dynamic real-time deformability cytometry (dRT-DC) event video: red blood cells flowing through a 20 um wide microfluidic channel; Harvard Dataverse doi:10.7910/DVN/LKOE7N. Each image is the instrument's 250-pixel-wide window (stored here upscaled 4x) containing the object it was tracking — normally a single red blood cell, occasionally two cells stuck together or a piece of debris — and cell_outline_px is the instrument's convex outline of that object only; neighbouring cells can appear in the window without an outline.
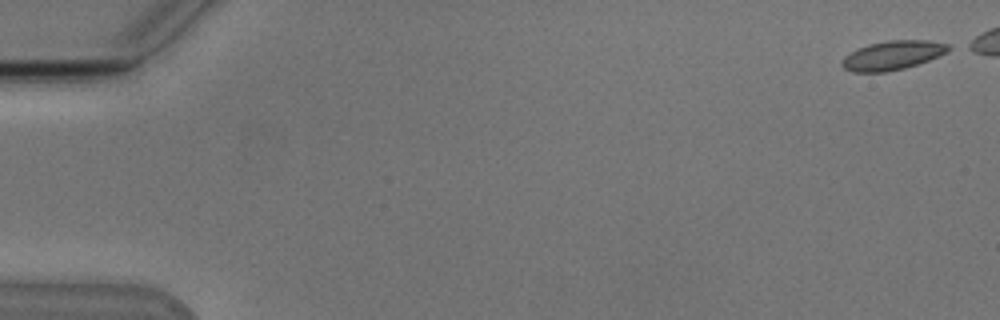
{"species": "Egyptian fruit bat (a non-hibernating species)", "species_latin": "Rousettus aegyptiacus", "temperature_condition": "cold", "stored_images_in_passage": 47, "camera_frame_rate_fps": 3000, "um_per_image_px": 0.085, "animal": {"sex": "male"}, "frame": {"image": 1, "passage_image": 1, "time_ms": 0.0, "image_size_px": [1000, 320], "cell_outline_px": [[956, 48], [948, 52], [928, 60], [904, 68], [884, 72], [852, 72], [844, 68], [840, 64], [840, 60], [844, 56], [868, 44], [888, 40], [928, 40], [948, 44]], "centroid_in_image_um": [75.89, 4.69], "position_along_channel_um": 9.1, "area_um2": 18.09}}
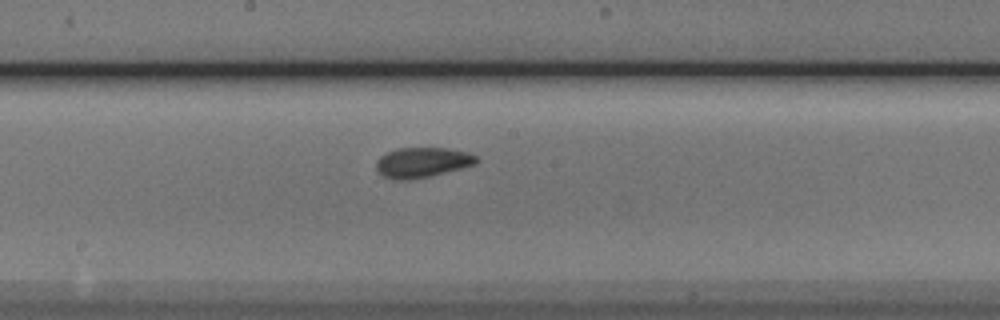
{"frame": {"image": 2, "passage_image": 29, "time_ms": 9.333, "image_size_px": [1000, 320], "cell_outline_px": [[480, 160], [476, 164], [428, 176], [408, 180], [392, 180], [384, 176], [376, 168], [376, 160], [380, 156], [396, 148], [448, 148], [468, 152], [476, 156]], "centroid_in_image_um": [35.88, 13.8], "position_along_channel_um": 212.3, "area_um2": 17.51}}
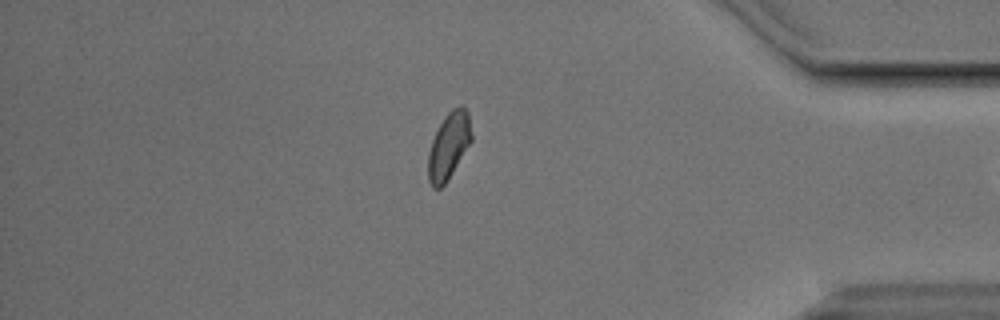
{"frame": {"image": 3, "passage_image": 46, "time_ms": 15.0, "image_size_px": [1000, 320], "cell_outline_px": [[472, 140], [452, 172], [444, 184], [440, 188], [432, 188], [428, 180], [428, 152], [432, 140], [440, 124], [448, 112], [452, 108], [460, 104], [464, 104], [468, 112], [472, 136]], "centroid_in_image_um": [38.14, 12.36], "position_along_channel_um": 397.1, "area_um2": 16.7}}